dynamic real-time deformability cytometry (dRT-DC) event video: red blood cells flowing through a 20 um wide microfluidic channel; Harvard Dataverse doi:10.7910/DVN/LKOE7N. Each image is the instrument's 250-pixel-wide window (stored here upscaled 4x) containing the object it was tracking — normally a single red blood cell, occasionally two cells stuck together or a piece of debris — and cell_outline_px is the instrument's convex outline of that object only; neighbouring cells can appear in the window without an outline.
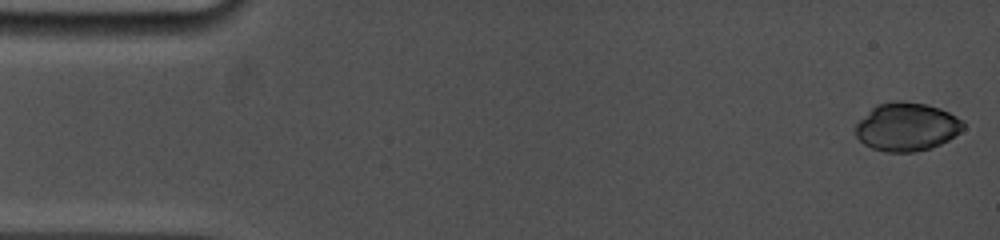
{"species": "common noctule bat (a hibernating species)", "species_latin": "Nyctalus noctula", "temperature_condition": "cold", "stored_images_in_passage": 8, "camera_frame_rate_fps": 5000, "um_per_image_px": 0.085, "animal": {"sex": "female", "body_mass_g": 19.0, "forearm_length_mm": 53.3}, "frame": {"image": 1, "passage_image": 1, "time_ms": 0.0, "image_size_px": [1000, 240], "cell_outline_px": [[964, 128], [960, 132], [948, 140], [932, 148], [916, 152], [884, 152], [872, 148], [864, 144], [856, 136], [856, 124], [876, 104], [896, 100], [900, 100], [924, 104], [940, 108], [964, 120]], "centroid_in_image_um": [77.09, 10.78], "position_along_channel_um": 7.9, "area_um2": 30.4}}
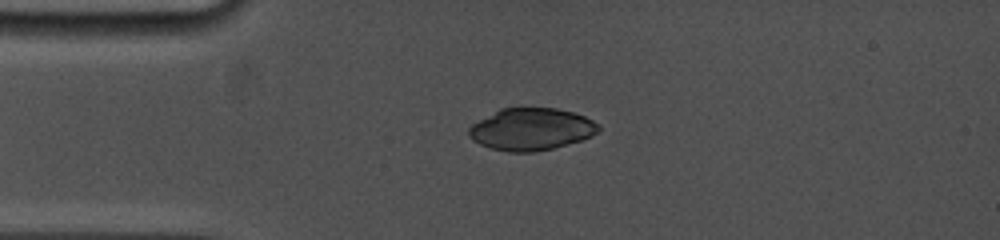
{"frame": {"image": 2, "passage_image": 6, "time_ms": 3.6, "image_size_px": [1000, 240], "cell_outline_px": [[600, 128], [592, 136], [580, 140], [552, 148], [536, 152], [508, 152], [492, 148], [480, 144], [472, 140], [468, 136], [468, 128], [472, 124], [500, 108], [556, 108], [572, 112], [584, 116], [600, 124]], "centroid_in_image_um": [45.14, 10.98], "position_along_channel_um": 39.9, "area_um2": 31.73}}